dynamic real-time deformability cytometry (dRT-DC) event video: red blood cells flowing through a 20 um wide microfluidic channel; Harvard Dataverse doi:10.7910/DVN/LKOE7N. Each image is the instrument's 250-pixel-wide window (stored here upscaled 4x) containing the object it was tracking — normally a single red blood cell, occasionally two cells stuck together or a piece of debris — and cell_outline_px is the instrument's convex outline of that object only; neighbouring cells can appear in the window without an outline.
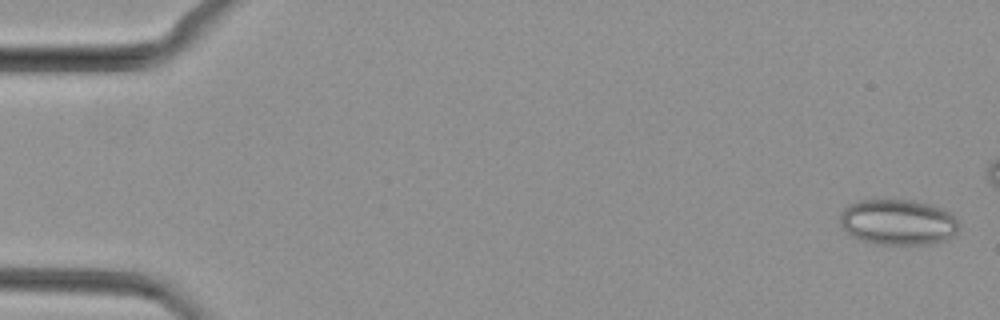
{"species": "common noctule bat (a hibernating species)", "species_latin": "Nyctalus noctula", "temperature_condition": "cold", "stored_images_in_passage": 43, "camera_frame_rate_fps": 3000, "um_per_image_px": 0.085, "animal": {"sex": "female", "body_mass_g": 29.2, "forearm_length_mm": 56.3}, "frame": {"image": 1, "passage_image": 2, "time_ms": 0.333, "image_size_px": [1000, 320], "cell_outline_px": [[960, 228], [952, 236], [944, 240], [928, 244], [876, 244], [860, 240], [852, 236], [840, 224], [840, 212], [848, 204], [860, 200], [916, 200], [932, 204], [952, 212], [960, 224]], "centroid_in_image_um": [76.35, 18.87], "position_along_channel_um": 8.6, "area_um2": 32.02}}
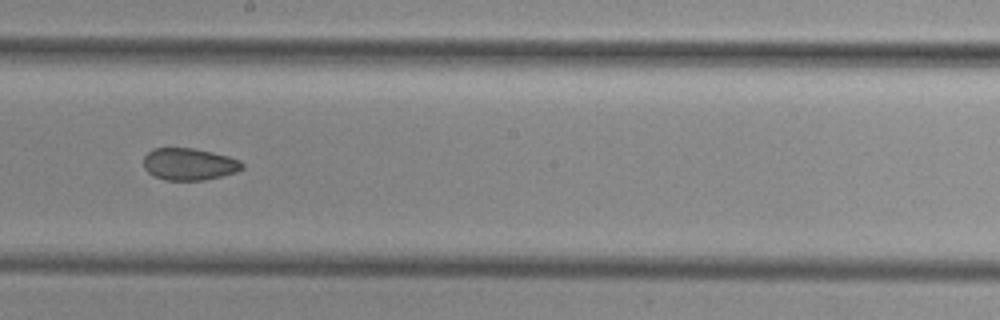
{"frame": {"image": 2, "passage_image": 28, "time_ms": 9.0, "image_size_px": [1000, 320], "cell_outline_px": [[244, 168], [236, 172], [204, 180], [164, 180], [152, 176], [144, 168], [144, 156], [152, 148], [192, 148], [212, 152], [228, 156], [240, 160], [244, 164]], "centroid_in_image_um": [16.06, 13.95], "position_along_channel_um": 232.1, "area_um2": 18.5}}
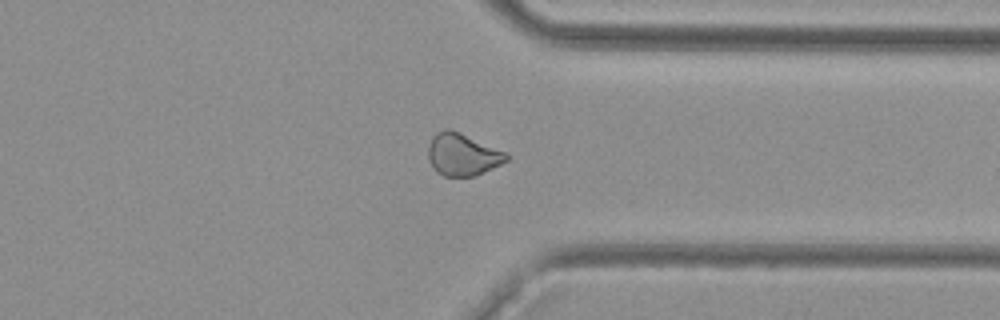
{"frame": {"image": 3, "passage_image": 38, "time_ms": 12.333, "image_size_px": [1000, 320], "cell_outline_px": [[508, 160], [492, 168], [472, 176], [444, 176], [436, 172], [432, 168], [428, 160], [428, 144], [432, 136], [436, 132], [444, 128], [452, 128], [508, 152]], "centroid_in_image_um": [39.29, 13.1], "position_along_channel_um": 372.1, "area_um2": 19.65}}